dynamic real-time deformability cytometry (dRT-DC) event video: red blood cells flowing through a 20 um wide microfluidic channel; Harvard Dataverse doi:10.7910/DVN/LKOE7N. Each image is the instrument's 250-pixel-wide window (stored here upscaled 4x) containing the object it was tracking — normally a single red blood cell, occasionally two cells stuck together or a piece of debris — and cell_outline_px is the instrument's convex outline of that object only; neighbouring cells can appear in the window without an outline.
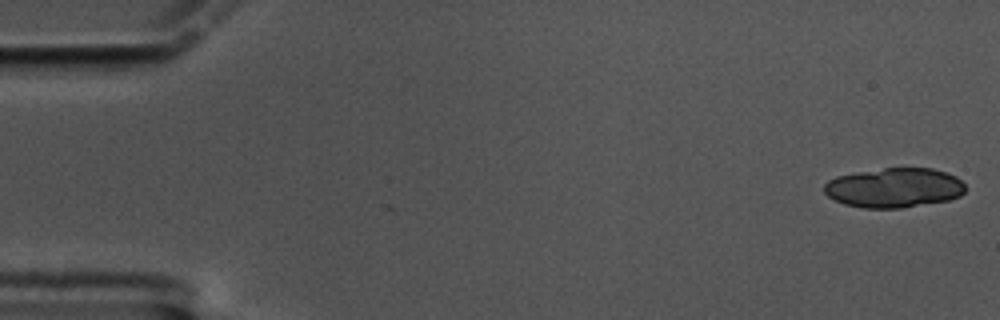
{"species": "common noctule bat (a hibernating species)", "species_latin": "Nyctalus noctula", "temperature_condition": "cold", "stored_images_in_passage": 17, "camera_frame_rate_fps": 3000, "um_per_image_px": 0.085, "animal": {"sex": "male", "body_mass_g": 17.5, "forearm_length_mm": 52.3}, "frame": {"image": 1, "passage_image": 1, "time_ms": 0.0, "image_size_px": [1000, 320], "cell_outline_px": [[964, 192], [960, 196], [948, 200], [900, 208], [864, 208], [844, 204], [828, 196], [824, 192], [824, 184], [828, 180], [836, 176], [856, 172], [884, 168], [932, 168], [948, 172], [956, 176], [964, 184]], "centroid_in_image_um": [76.0, 15.95], "position_along_channel_um": 9.0, "area_um2": 32.66}}